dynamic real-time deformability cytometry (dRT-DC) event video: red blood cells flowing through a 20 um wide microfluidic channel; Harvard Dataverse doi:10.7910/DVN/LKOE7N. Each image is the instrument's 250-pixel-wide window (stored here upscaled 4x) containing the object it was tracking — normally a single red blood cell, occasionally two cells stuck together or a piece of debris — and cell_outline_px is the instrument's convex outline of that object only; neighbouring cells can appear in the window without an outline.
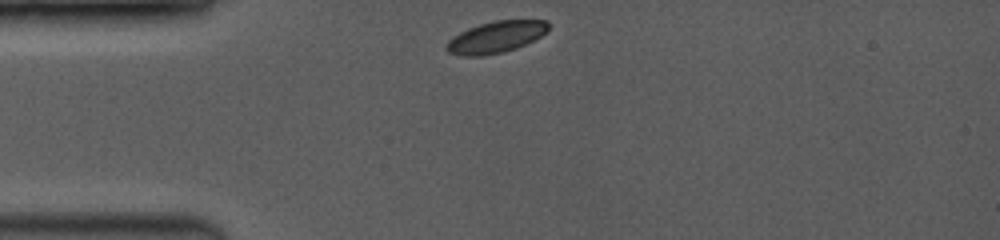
{"species": "common noctule bat (a hibernating species)", "species_latin": "Nyctalus noctula", "temperature_condition": "room temperature", "stored_images_in_passage": 30, "camera_frame_rate_fps": 3500, "um_per_image_px": 0.085, "animal": {"sex": "female", "body_mass_g": 19.0, "forearm_length_mm": 53.3}, "frame": {"image": 1, "passage_image": 1, "time_ms": 0.0, "image_size_px": [1000, 240], "cell_outline_px": [[548, 28], [540, 36], [516, 48], [500, 52], [480, 56], [464, 56], [448, 52], [444, 48], [444, 44], [452, 36], [468, 28], [480, 24], [496, 20], [548, 20]], "centroid_in_image_um": [42.08, 3.15], "position_along_channel_um": 42.9, "area_um2": 18.55}}
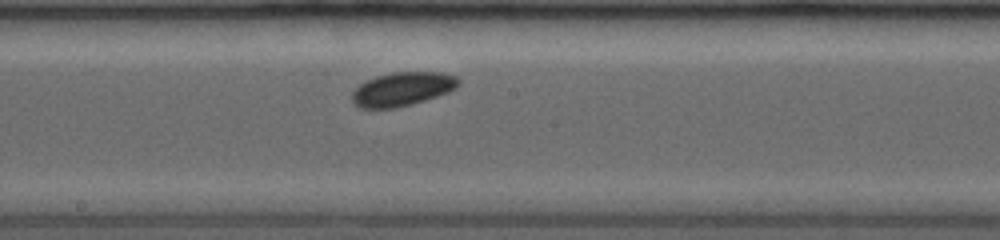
{"frame": {"image": 2, "passage_image": 17, "time_ms": 4.857, "image_size_px": [1000, 240], "cell_outline_px": [[460, 84], [456, 88], [448, 92], [412, 104], [396, 108], [360, 108], [352, 104], [352, 92], [360, 84], [376, 76], [392, 72], [444, 72], [456, 76], [460, 80]], "centroid_in_image_um": [34.2, 7.57], "position_along_channel_um": 214.0, "area_um2": 21.04}}
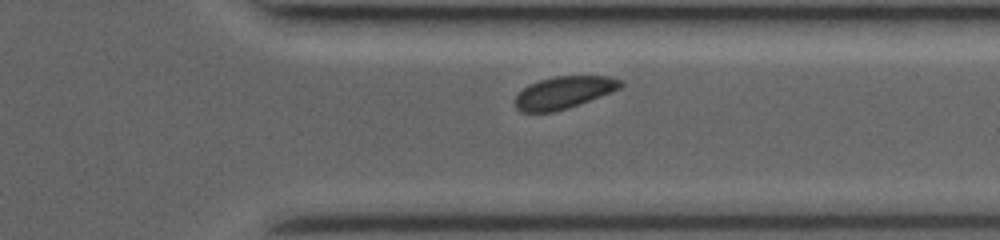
{"frame": {"image": 3, "passage_image": 30, "time_ms": 8.571, "image_size_px": [1000, 240], "cell_outline_px": [[624, 84], [620, 88], [600, 96], [568, 108], [552, 112], [520, 112], [516, 108], [516, 96], [524, 88], [540, 80], [556, 76], [608, 76], [620, 80]], "centroid_in_image_um": [47.92, 7.86], "position_along_channel_um": 363.5, "area_um2": 19.42}}